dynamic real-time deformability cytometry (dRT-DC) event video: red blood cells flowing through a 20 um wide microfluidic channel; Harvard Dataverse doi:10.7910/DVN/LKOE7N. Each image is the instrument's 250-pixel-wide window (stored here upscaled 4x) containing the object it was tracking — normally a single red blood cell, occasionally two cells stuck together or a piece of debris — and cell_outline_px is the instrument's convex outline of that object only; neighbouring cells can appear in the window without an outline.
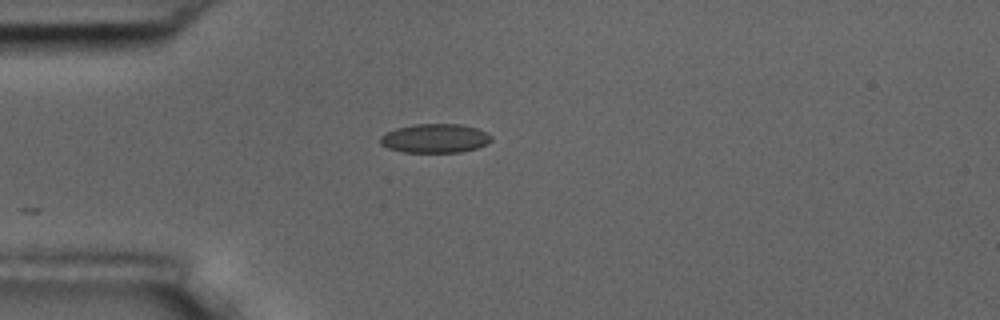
{"species": "common noctule bat (a hibernating species)", "species_latin": "Nyctalus noctula", "temperature_condition": "room temperature", "stored_images_in_passage": 4, "camera_frame_rate_fps": 3000, "um_per_image_px": 0.085, "animal": {"sex": "male", "body_mass_g": 17.5, "forearm_length_mm": 52.3}, "frame": {"image": 1, "passage_image": 1, "time_ms": 0.0, "image_size_px": [1000, 320], "cell_outline_px": [[492, 140], [488, 144], [476, 148], [460, 152], [404, 152], [388, 148], [380, 144], [380, 136], [396, 128], [412, 124], [460, 124], [476, 128], [492, 136]], "centroid_in_image_um": [36.97, 11.76], "position_along_channel_um": 48.0, "area_um2": 18.73}}